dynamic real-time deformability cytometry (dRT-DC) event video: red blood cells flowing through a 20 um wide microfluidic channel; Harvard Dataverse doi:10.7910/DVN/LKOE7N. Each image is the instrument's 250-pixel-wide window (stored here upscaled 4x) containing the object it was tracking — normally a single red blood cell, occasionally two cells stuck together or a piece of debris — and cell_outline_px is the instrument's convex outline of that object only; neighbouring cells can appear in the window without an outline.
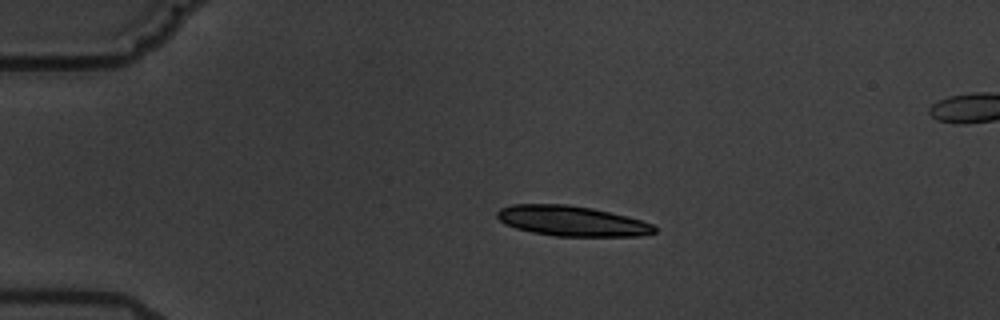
{"species": "common noctule bat (a hibernating species)", "species_latin": "Nyctalus noctula", "temperature_condition": "warm", "stored_images_in_passage": 6, "camera_frame_rate_fps": 3000, "um_per_image_px": 0.085, "animal": {"sex": "male", "body_mass_g": 19.5, "forearm_length_mm": 54.6}, "frame": {"image": 1, "passage_image": 3, "time_ms": 2.333, "image_size_px": [1000, 320], "cell_outline_px": [[656, 232], [640, 236], [556, 236], [532, 232], [516, 228], [504, 224], [496, 216], [496, 212], [500, 208], [512, 204], [564, 204], [592, 208], [628, 216], [652, 224], [656, 228]], "centroid_in_image_um": [48.58, 18.78], "position_along_channel_um": 36.4, "area_um2": 27.69}}